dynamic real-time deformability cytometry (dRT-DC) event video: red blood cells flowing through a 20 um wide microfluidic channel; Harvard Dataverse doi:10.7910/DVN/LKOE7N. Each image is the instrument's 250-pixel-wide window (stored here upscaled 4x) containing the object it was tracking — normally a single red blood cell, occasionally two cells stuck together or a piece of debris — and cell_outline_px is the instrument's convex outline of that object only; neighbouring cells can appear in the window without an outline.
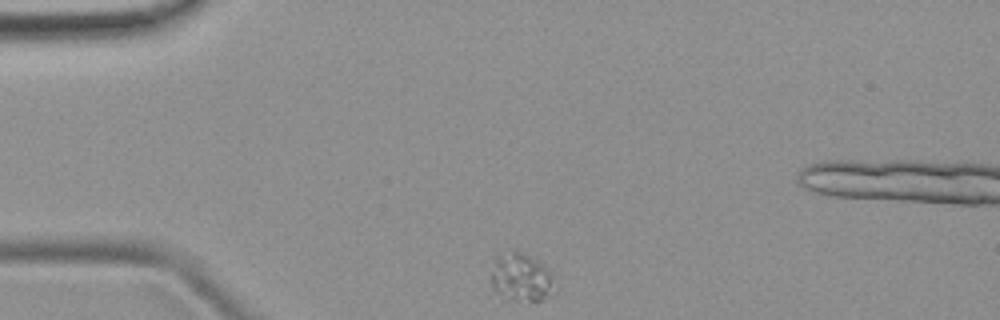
{"species": "common noctule bat (a hibernating species)", "species_latin": "Nyctalus noctula", "temperature_condition": "room temperature", "stored_images_in_passage": 42, "camera_frame_rate_fps": 3000, "um_per_image_px": 0.085, "animal": {"sex": "female", "body_mass_g": 19.9}, "frame": {"image": 1, "passage_image": 1, "time_ms": 0.0, "image_size_px": [1000, 320], "cell_outline_px": [[552, 276], [548, 296], [540, 300], [504, 300], [492, 288], [492, 260], [500, 252], [520, 252], [544, 264], [552, 272]], "centroid_in_image_um": [44.21, 23.56], "position_along_channel_um": 40.8, "area_um2": 17.57}}
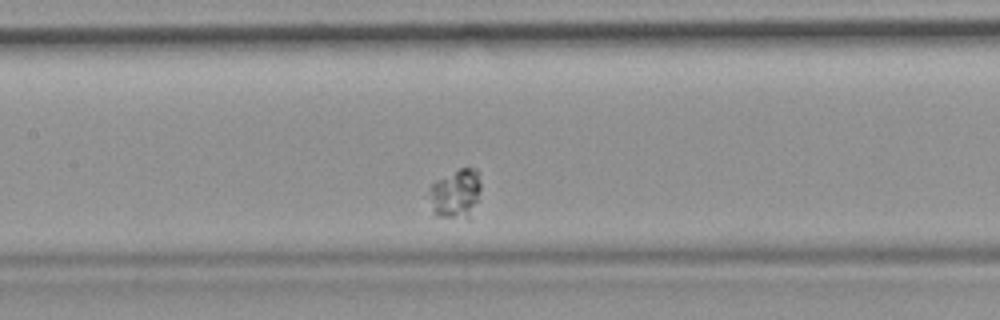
{"frame": {"image": 2, "passage_image": 14, "time_ms": 4.333, "image_size_px": [1000, 320], "cell_outline_px": [[480, 188], [476, 200], [468, 220], [436, 216], [424, 196], [432, 184], [436, 180], [460, 168], [476, 168], [480, 172]], "centroid_in_image_um": [38.67, 16.47], "position_along_channel_um": 168.7, "area_um2": 15.26}}
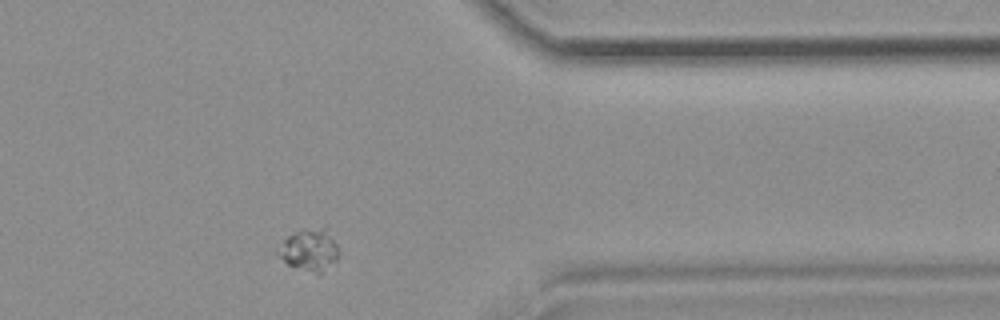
{"frame": {"image": 3, "passage_image": 32, "time_ms": 10.333, "image_size_px": [1000, 320], "cell_outline_px": [[340, 256], [324, 272], [316, 272], [288, 264], [276, 252], [276, 248], [288, 236], [300, 228], [324, 224], [336, 244], [340, 252]], "centroid_in_image_um": [26.33, 21.15], "position_along_channel_um": 385.1, "area_um2": 15.09}}